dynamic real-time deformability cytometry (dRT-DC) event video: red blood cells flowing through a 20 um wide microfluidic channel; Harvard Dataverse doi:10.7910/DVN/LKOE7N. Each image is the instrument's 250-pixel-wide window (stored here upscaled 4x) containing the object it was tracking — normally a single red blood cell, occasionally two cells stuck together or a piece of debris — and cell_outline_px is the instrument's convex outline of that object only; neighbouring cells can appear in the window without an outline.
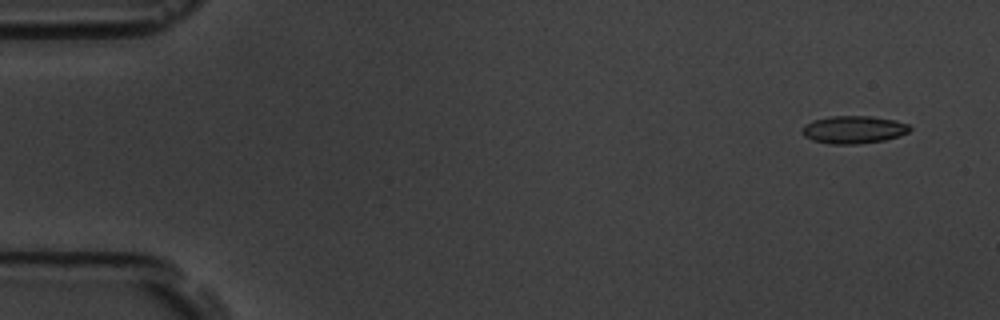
{"species": "common noctule bat (a hibernating species)", "species_latin": "Nyctalus noctula", "temperature_condition": "room temperature", "stored_images_in_passage": 5, "camera_frame_rate_fps": 3000, "um_per_image_px": 0.085, "animal": {"sex": "male", "body_mass_g": 19.5, "forearm_length_mm": 54.6}, "frame": {"image": 1, "passage_image": 1, "time_ms": 0.0, "image_size_px": [1000, 320], "cell_outline_px": [[912, 128], [908, 132], [884, 140], [856, 144], [832, 144], [812, 140], [804, 136], [800, 132], [804, 124], [812, 120], [828, 116], [872, 116], [896, 120], [908, 124]], "centroid_in_image_um": [72.51, 11.0], "position_along_channel_um": 12.5, "area_um2": 17.46}}
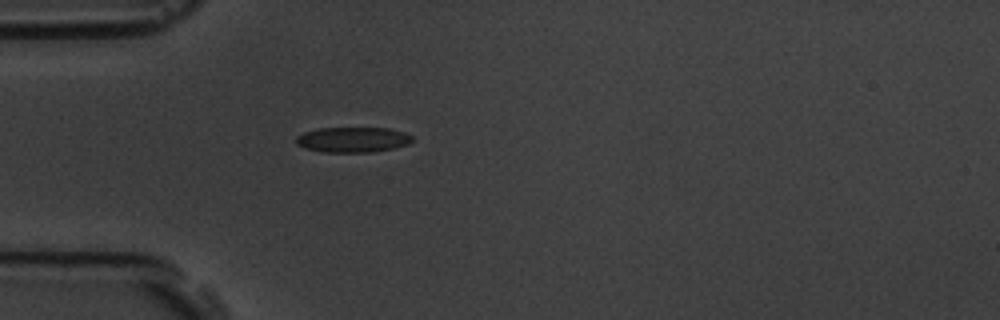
{"frame": {"image": 2, "passage_image": 5, "time_ms": 4.333, "image_size_px": [1000, 320], "cell_outline_px": [[412, 140], [408, 144], [396, 148], [372, 152], [324, 152], [304, 148], [296, 144], [296, 136], [304, 132], [320, 128], [388, 128], [404, 132], [412, 136]], "centroid_in_image_um": [29.98, 11.87], "position_along_channel_um": 55.0, "area_um2": 17.17}}